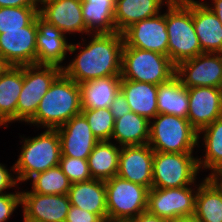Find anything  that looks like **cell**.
<instances>
[{
	"label": "cell",
	"mask_w": 222,
	"mask_h": 222,
	"mask_svg": "<svg viewBox=\"0 0 222 222\" xmlns=\"http://www.w3.org/2000/svg\"><path fill=\"white\" fill-rule=\"evenodd\" d=\"M92 35L77 57L62 68V72L78 84L99 77L121 75L123 35L118 32Z\"/></svg>",
	"instance_id": "1"
},
{
	"label": "cell",
	"mask_w": 222,
	"mask_h": 222,
	"mask_svg": "<svg viewBox=\"0 0 222 222\" xmlns=\"http://www.w3.org/2000/svg\"><path fill=\"white\" fill-rule=\"evenodd\" d=\"M81 111L80 86L62 72L51 84L35 115L27 123L56 129Z\"/></svg>",
	"instance_id": "2"
},
{
	"label": "cell",
	"mask_w": 222,
	"mask_h": 222,
	"mask_svg": "<svg viewBox=\"0 0 222 222\" xmlns=\"http://www.w3.org/2000/svg\"><path fill=\"white\" fill-rule=\"evenodd\" d=\"M167 7L168 57L177 66L203 52L193 23V0H171Z\"/></svg>",
	"instance_id": "3"
},
{
	"label": "cell",
	"mask_w": 222,
	"mask_h": 222,
	"mask_svg": "<svg viewBox=\"0 0 222 222\" xmlns=\"http://www.w3.org/2000/svg\"><path fill=\"white\" fill-rule=\"evenodd\" d=\"M23 141L22 151L11 169L18 175L15 178L19 183L59 165L61 143L56 129H46L40 135Z\"/></svg>",
	"instance_id": "4"
},
{
	"label": "cell",
	"mask_w": 222,
	"mask_h": 222,
	"mask_svg": "<svg viewBox=\"0 0 222 222\" xmlns=\"http://www.w3.org/2000/svg\"><path fill=\"white\" fill-rule=\"evenodd\" d=\"M176 66L163 54L129 47L122 50L121 78L160 85L175 76Z\"/></svg>",
	"instance_id": "5"
},
{
	"label": "cell",
	"mask_w": 222,
	"mask_h": 222,
	"mask_svg": "<svg viewBox=\"0 0 222 222\" xmlns=\"http://www.w3.org/2000/svg\"><path fill=\"white\" fill-rule=\"evenodd\" d=\"M150 121L148 145L156 152L193 153L198 132L187 118L157 114Z\"/></svg>",
	"instance_id": "6"
},
{
	"label": "cell",
	"mask_w": 222,
	"mask_h": 222,
	"mask_svg": "<svg viewBox=\"0 0 222 222\" xmlns=\"http://www.w3.org/2000/svg\"><path fill=\"white\" fill-rule=\"evenodd\" d=\"M105 182L108 220L131 221L146 212L149 189L114 176Z\"/></svg>",
	"instance_id": "7"
},
{
	"label": "cell",
	"mask_w": 222,
	"mask_h": 222,
	"mask_svg": "<svg viewBox=\"0 0 222 222\" xmlns=\"http://www.w3.org/2000/svg\"><path fill=\"white\" fill-rule=\"evenodd\" d=\"M197 159L192 153L154 151L152 187L167 189L195 184L200 171Z\"/></svg>",
	"instance_id": "8"
},
{
	"label": "cell",
	"mask_w": 222,
	"mask_h": 222,
	"mask_svg": "<svg viewBox=\"0 0 222 222\" xmlns=\"http://www.w3.org/2000/svg\"><path fill=\"white\" fill-rule=\"evenodd\" d=\"M62 73L55 65H24L23 87L16 107V121L28 122L54 80Z\"/></svg>",
	"instance_id": "9"
},
{
	"label": "cell",
	"mask_w": 222,
	"mask_h": 222,
	"mask_svg": "<svg viewBox=\"0 0 222 222\" xmlns=\"http://www.w3.org/2000/svg\"><path fill=\"white\" fill-rule=\"evenodd\" d=\"M196 193L197 190L188 186L167 189L152 187L148 192L146 211L171 221L194 216Z\"/></svg>",
	"instance_id": "10"
},
{
	"label": "cell",
	"mask_w": 222,
	"mask_h": 222,
	"mask_svg": "<svg viewBox=\"0 0 222 222\" xmlns=\"http://www.w3.org/2000/svg\"><path fill=\"white\" fill-rule=\"evenodd\" d=\"M175 75L187 88H222V53H202L176 66Z\"/></svg>",
	"instance_id": "11"
},
{
	"label": "cell",
	"mask_w": 222,
	"mask_h": 222,
	"mask_svg": "<svg viewBox=\"0 0 222 222\" xmlns=\"http://www.w3.org/2000/svg\"><path fill=\"white\" fill-rule=\"evenodd\" d=\"M36 18L22 30L0 34V60L5 66L37 65Z\"/></svg>",
	"instance_id": "12"
},
{
	"label": "cell",
	"mask_w": 222,
	"mask_h": 222,
	"mask_svg": "<svg viewBox=\"0 0 222 222\" xmlns=\"http://www.w3.org/2000/svg\"><path fill=\"white\" fill-rule=\"evenodd\" d=\"M23 222H65L71 206L68 195L21 192Z\"/></svg>",
	"instance_id": "13"
},
{
	"label": "cell",
	"mask_w": 222,
	"mask_h": 222,
	"mask_svg": "<svg viewBox=\"0 0 222 222\" xmlns=\"http://www.w3.org/2000/svg\"><path fill=\"white\" fill-rule=\"evenodd\" d=\"M124 43L133 48L168 56V33L165 13L134 23L123 33Z\"/></svg>",
	"instance_id": "14"
},
{
	"label": "cell",
	"mask_w": 222,
	"mask_h": 222,
	"mask_svg": "<svg viewBox=\"0 0 222 222\" xmlns=\"http://www.w3.org/2000/svg\"><path fill=\"white\" fill-rule=\"evenodd\" d=\"M36 24L38 28L36 34L37 65H55L63 68L61 63L65 60L66 53L75 52L82 47L81 44H68L62 31L43 20L39 15L36 17Z\"/></svg>",
	"instance_id": "15"
},
{
	"label": "cell",
	"mask_w": 222,
	"mask_h": 222,
	"mask_svg": "<svg viewBox=\"0 0 222 222\" xmlns=\"http://www.w3.org/2000/svg\"><path fill=\"white\" fill-rule=\"evenodd\" d=\"M154 151L148 145L122 146L117 176L133 183L152 188Z\"/></svg>",
	"instance_id": "16"
},
{
	"label": "cell",
	"mask_w": 222,
	"mask_h": 222,
	"mask_svg": "<svg viewBox=\"0 0 222 222\" xmlns=\"http://www.w3.org/2000/svg\"><path fill=\"white\" fill-rule=\"evenodd\" d=\"M61 143V155L88 159L99 140L94 136L85 116L80 113L56 128Z\"/></svg>",
	"instance_id": "17"
},
{
	"label": "cell",
	"mask_w": 222,
	"mask_h": 222,
	"mask_svg": "<svg viewBox=\"0 0 222 222\" xmlns=\"http://www.w3.org/2000/svg\"><path fill=\"white\" fill-rule=\"evenodd\" d=\"M188 96L187 119L197 132L222 117V88H188Z\"/></svg>",
	"instance_id": "18"
},
{
	"label": "cell",
	"mask_w": 222,
	"mask_h": 222,
	"mask_svg": "<svg viewBox=\"0 0 222 222\" xmlns=\"http://www.w3.org/2000/svg\"><path fill=\"white\" fill-rule=\"evenodd\" d=\"M38 8V15L54 25L62 33H86L87 28L82 15L81 0H49Z\"/></svg>",
	"instance_id": "19"
},
{
	"label": "cell",
	"mask_w": 222,
	"mask_h": 222,
	"mask_svg": "<svg viewBox=\"0 0 222 222\" xmlns=\"http://www.w3.org/2000/svg\"><path fill=\"white\" fill-rule=\"evenodd\" d=\"M193 23L203 53H222V24L205 2L193 0Z\"/></svg>",
	"instance_id": "20"
},
{
	"label": "cell",
	"mask_w": 222,
	"mask_h": 222,
	"mask_svg": "<svg viewBox=\"0 0 222 222\" xmlns=\"http://www.w3.org/2000/svg\"><path fill=\"white\" fill-rule=\"evenodd\" d=\"M70 204L108 220L105 182L98 179L73 183L67 193Z\"/></svg>",
	"instance_id": "21"
},
{
	"label": "cell",
	"mask_w": 222,
	"mask_h": 222,
	"mask_svg": "<svg viewBox=\"0 0 222 222\" xmlns=\"http://www.w3.org/2000/svg\"><path fill=\"white\" fill-rule=\"evenodd\" d=\"M23 87V66H5L0 71V126L16 121V107Z\"/></svg>",
	"instance_id": "22"
},
{
	"label": "cell",
	"mask_w": 222,
	"mask_h": 222,
	"mask_svg": "<svg viewBox=\"0 0 222 222\" xmlns=\"http://www.w3.org/2000/svg\"><path fill=\"white\" fill-rule=\"evenodd\" d=\"M82 109L109 108L121 90V76L99 77L79 83Z\"/></svg>",
	"instance_id": "23"
},
{
	"label": "cell",
	"mask_w": 222,
	"mask_h": 222,
	"mask_svg": "<svg viewBox=\"0 0 222 222\" xmlns=\"http://www.w3.org/2000/svg\"><path fill=\"white\" fill-rule=\"evenodd\" d=\"M171 0H116L115 24L116 32L123 33L134 23L157 16L162 4L167 5Z\"/></svg>",
	"instance_id": "24"
},
{
	"label": "cell",
	"mask_w": 222,
	"mask_h": 222,
	"mask_svg": "<svg viewBox=\"0 0 222 222\" xmlns=\"http://www.w3.org/2000/svg\"><path fill=\"white\" fill-rule=\"evenodd\" d=\"M121 91L132 112L149 121L158 114V85L121 78Z\"/></svg>",
	"instance_id": "25"
},
{
	"label": "cell",
	"mask_w": 222,
	"mask_h": 222,
	"mask_svg": "<svg viewBox=\"0 0 222 222\" xmlns=\"http://www.w3.org/2000/svg\"><path fill=\"white\" fill-rule=\"evenodd\" d=\"M81 4L88 35L94 31L95 34L116 32V0H81Z\"/></svg>",
	"instance_id": "26"
},
{
	"label": "cell",
	"mask_w": 222,
	"mask_h": 222,
	"mask_svg": "<svg viewBox=\"0 0 222 222\" xmlns=\"http://www.w3.org/2000/svg\"><path fill=\"white\" fill-rule=\"evenodd\" d=\"M158 114H170L187 118L189 110L188 88L175 75L169 81L158 85Z\"/></svg>",
	"instance_id": "27"
},
{
	"label": "cell",
	"mask_w": 222,
	"mask_h": 222,
	"mask_svg": "<svg viewBox=\"0 0 222 222\" xmlns=\"http://www.w3.org/2000/svg\"><path fill=\"white\" fill-rule=\"evenodd\" d=\"M150 121L134 112L115 119L111 140L120 146L144 145L149 143Z\"/></svg>",
	"instance_id": "28"
},
{
	"label": "cell",
	"mask_w": 222,
	"mask_h": 222,
	"mask_svg": "<svg viewBox=\"0 0 222 222\" xmlns=\"http://www.w3.org/2000/svg\"><path fill=\"white\" fill-rule=\"evenodd\" d=\"M120 145L110 141H99L88 156V166L92 179L106 181L117 176Z\"/></svg>",
	"instance_id": "29"
},
{
	"label": "cell",
	"mask_w": 222,
	"mask_h": 222,
	"mask_svg": "<svg viewBox=\"0 0 222 222\" xmlns=\"http://www.w3.org/2000/svg\"><path fill=\"white\" fill-rule=\"evenodd\" d=\"M198 186L194 217L199 222H222V193L206 179Z\"/></svg>",
	"instance_id": "30"
},
{
	"label": "cell",
	"mask_w": 222,
	"mask_h": 222,
	"mask_svg": "<svg viewBox=\"0 0 222 222\" xmlns=\"http://www.w3.org/2000/svg\"><path fill=\"white\" fill-rule=\"evenodd\" d=\"M201 133L206 149L204 158L197 159L198 167L213 170L222 165V117L199 131L198 141Z\"/></svg>",
	"instance_id": "31"
},
{
	"label": "cell",
	"mask_w": 222,
	"mask_h": 222,
	"mask_svg": "<svg viewBox=\"0 0 222 222\" xmlns=\"http://www.w3.org/2000/svg\"><path fill=\"white\" fill-rule=\"evenodd\" d=\"M32 179V192L43 195L67 194L72 183L59 166L35 174Z\"/></svg>",
	"instance_id": "32"
},
{
	"label": "cell",
	"mask_w": 222,
	"mask_h": 222,
	"mask_svg": "<svg viewBox=\"0 0 222 222\" xmlns=\"http://www.w3.org/2000/svg\"><path fill=\"white\" fill-rule=\"evenodd\" d=\"M39 7H2L0 8V34L5 31L22 30L37 16Z\"/></svg>",
	"instance_id": "33"
},
{
	"label": "cell",
	"mask_w": 222,
	"mask_h": 222,
	"mask_svg": "<svg viewBox=\"0 0 222 222\" xmlns=\"http://www.w3.org/2000/svg\"><path fill=\"white\" fill-rule=\"evenodd\" d=\"M81 113L99 141L111 140L115 120L109 108L82 109Z\"/></svg>",
	"instance_id": "34"
},
{
	"label": "cell",
	"mask_w": 222,
	"mask_h": 222,
	"mask_svg": "<svg viewBox=\"0 0 222 222\" xmlns=\"http://www.w3.org/2000/svg\"><path fill=\"white\" fill-rule=\"evenodd\" d=\"M58 166L72 184L92 179L87 159L61 155Z\"/></svg>",
	"instance_id": "35"
},
{
	"label": "cell",
	"mask_w": 222,
	"mask_h": 222,
	"mask_svg": "<svg viewBox=\"0 0 222 222\" xmlns=\"http://www.w3.org/2000/svg\"><path fill=\"white\" fill-rule=\"evenodd\" d=\"M21 205V192L0 194V222H6Z\"/></svg>",
	"instance_id": "36"
},
{
	"label": "cell",
	"mask_w": 222,
	"mask_h": 222,
	"mask_svg": "<svg viewBox=\"0 0 222 222\" xmlns=\"http://www.w3.org/2000/svg\"><path fill=\"white\" fill-rule=\"evenodd\" d=\"M65 222H104L97 214L71 205Z\"/></svg>",
	"instance_id": "37"
},
{
	"label": "cell",
	"mask_w": 222,
	"mask_h": 222,
	"mask_svg": "<svg viewBox=\"0 0 222 222\" xmlns=\"http://www.w3.org/2000/svg\"><path fill=\"white\" fill-rule=\"evenodd\" d=\"M114 120L117 118L122 117L128 112H131V109L129 107V104L126 100L125 95L120 90L119 93L115 96L112 104L109 107Z\"/></svg>",
	"instance_id": "38"
},
{
	"label": "cell",
	"mask_w": 222,
	"mask_h": 222,
	"mask_svg": "<svg viewBox=\"0 0 222 222\" xmlns=\"http://www.w3.org/2000/svg\"><path fill=\"white\" fill-rule=\"evenodd\" d=\"M17 183V179H14L6 167L0 164V194H3V191L7 188L18 186Z\"/></svg>",
	"instance_id": "39"
},
{
	"label": "cell",
	"mask_w": 222,
	"mask_h": 222,
	"mask_svg": "<svg viewBox=\"0 0 222 222\" xmlns=\"http://www.w3.org/2000/svg\"><path fill=\"white\" fill-rule=\"evenodd\" d=\"M36 0H0L2 7H38Z\"/></svg>",
	"instance_id": "40"
},
{
	"label": "cell",
	"mask_w": 222,
	"mask_h": 222,
	"mask_svg": "<svg viewBox=\"0 0 222 222\" xmlns=\"http://www.w3.org/2000/svg\"><path fill=\"white\" fill-rule=\"evenodd\" d=\"M211 172L212 173L205 179L222 193V165L214 168Z\"/></svg>",
	"instance_id": "41"
},
{
	"label": "cell",
	"mask_w": 222,
	"mask_h": 222,
	"mask_svg": "<svg viewBox=\"0 0 222 222\" xmlns=\"http://www.w3.org/2000/svg\"><path fill=\"white\" fill-rule=\"evenodd\" d=\"M131 222H172V221L152 215L146 211L140 213L136 218L132 219Z\"/></svg>",
	"instance_id": "42"
},
{
	"label": "cell",
	"mask_w": 222,
	"mask_h": 222,
	"mask_svg": "<svg viewBox=\"0 0 222 222\" xmlns=\"http://www.w3.org/2000/svg\"><path fill=\"white\" fill-rule=\"evenodd\" d=\"M212 5L206 4L208 8H210L217 16V18L220 20L222 24V0H213Z\"/></svg>",
	"instance_id": "43"
},
{
	"label": "cell",
	"mask_w": 222,
	"mask_h": 222,
	"mask_svg": "<svg viewBox=\"0 0 222 222\" xmlns=\"http://www.w3.org/2000/svg\"><path fill=\"white\" fill-rule=\"evenodd\" d=\"M172 222H199V221L194 216H191V217L178 218L176 220H173Z\"/></svg>",
	"instance_id": "44"
},
{
	"label": "cell",
	"mask_w": 222,
	"mask_h": 222,
	"mask_svg": "<svg viewBox=\"0 0 222 222\" xmlns=\"http://www.w3.org/2000/svg\"><path fill=\"white\" fill-rule=\"evenodd\" d=\"M46 1H49V0H36L37 4L38 3L42 4V3L46 2Z\"/></svg>",
	"instance_id": "45"
},
{
	"label": "cell",
	"mask_w": 222,
	"mask_h": 222,
	"mask_svg": "<svg viewBox=\"0 0 222 222\" xmlns=\"http://www.w3.org/2000/svg\"><path fill=\"white\" fill-rule=\"evenodd\" d=\"M5 67V65L2 63V61L0 60V71Z\"/></svg>",
	"instance_id": "46"
},
{
	"label": "cell",
	"mask_w": 222,
	"mask_h": 222,
	"mask_svg": "<svg viewBox=\"0 0 222 222\" xmlns=\"http://www.w3.org/2000/svg\"><path fill=\"white\" fill-rule=\"evenodd\" d=\"M106 222H131V221H112V220H107Z\"/></svg>",
	"instance_id": "47"
}]
</instances>
